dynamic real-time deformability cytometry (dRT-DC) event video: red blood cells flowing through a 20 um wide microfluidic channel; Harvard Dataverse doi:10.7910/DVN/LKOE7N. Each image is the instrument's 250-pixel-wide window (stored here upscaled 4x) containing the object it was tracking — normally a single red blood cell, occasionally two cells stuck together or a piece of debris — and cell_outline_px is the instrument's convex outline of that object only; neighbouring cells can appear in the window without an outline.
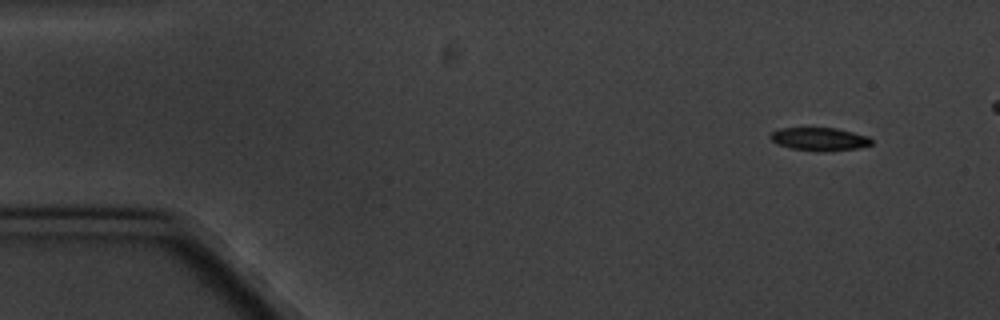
{"species": "common noctule bat (a hibernating species)", "species_latin": "Nyctalus noctula", "temperature_condition": "cold", "stored_images_in_passage": 5, "camera_frame_rate_fps": 3000, "um_per_image_px": 0.085, "animal": {"sex": "male", "body_mass_g": 20.1, "forearm_length_mm": 53.5}, "frame": {"image": 1, "passage_image": 1, "time_ms": 0.0, "image_size_px": [1000, 320], "cell_outline_px": [[872, 144], [856, 148], [820, 152], [816, 152], [792, 148], [780, 144], [772, 140], [768, 136], [772, 132], [780, 128], [836, 128], [868, 136], [872, 140]], "centroid_in_image_um": [69.65, 11.82], "position_along_channel_um": 15.3, "area_um2": 13.47}}